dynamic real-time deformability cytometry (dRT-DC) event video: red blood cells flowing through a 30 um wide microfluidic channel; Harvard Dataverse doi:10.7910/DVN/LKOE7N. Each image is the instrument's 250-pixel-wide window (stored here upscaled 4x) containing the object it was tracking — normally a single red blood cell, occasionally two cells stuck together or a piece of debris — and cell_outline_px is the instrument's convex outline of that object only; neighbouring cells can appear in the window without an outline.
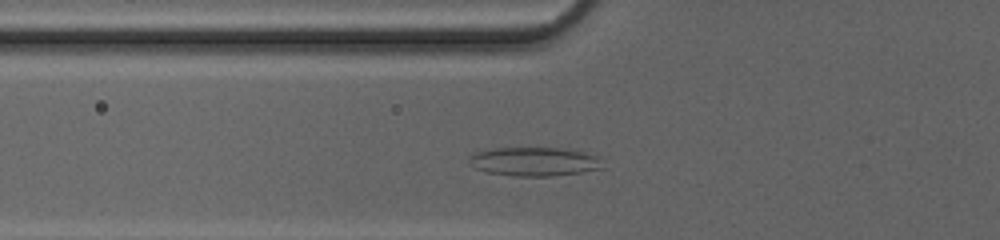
{"species": "common noctule bat (a hibernating species)", "species_latin": "Nyctalus noctula", "temperature_condition": "cold", "stored_images_in_passage": 33, "camera_frame_rate_fps": 3000, "um_per_image_px": 0.085, "animal": {"sex": "female", "body_mass_g": 20.0, "forearm_length_mm": 54.0}, "frame": {"image": 1, "passage_image": 8, "time_ms": 2.333, "image_size_px": [1000, 240], "cell_outline_px": [[604, 168], [584, 172], [552, 176], [512, 176], [488, 172], [476, 168], [468, 164], [468, 156], [472, 152], [492, 148], [560, 148], [580, 152], [596, 156]], "centroid_in_image_um": [45.33, 13.74], "position_along_channel_um": 80.5, "area_um2": 22.48}}
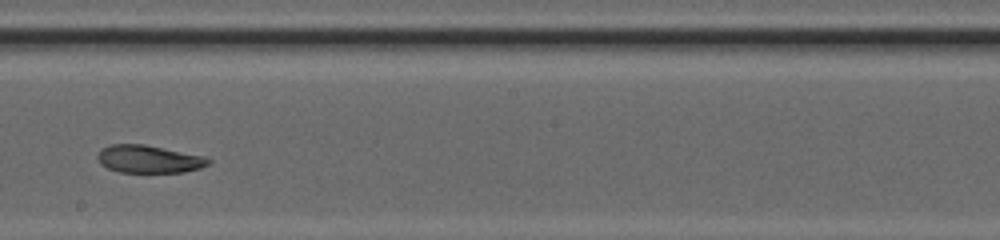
{"frame": {"image": 2, "passage_image": 19, "time_ms": 6.0, "image_size_px": [1000, 240], "cell_outline_px": [[212, 160], [208, 164], [200, 168], [184, 172], [120, 172], [108, 168], [100, 164], [96, 156], [100, 148], [108, 144], [144, 144], [204, 156]], "centroid_in_image_um": [12.61, 13.51], "position_along_channel_um": 235.6, "area_um2": 17.98}}
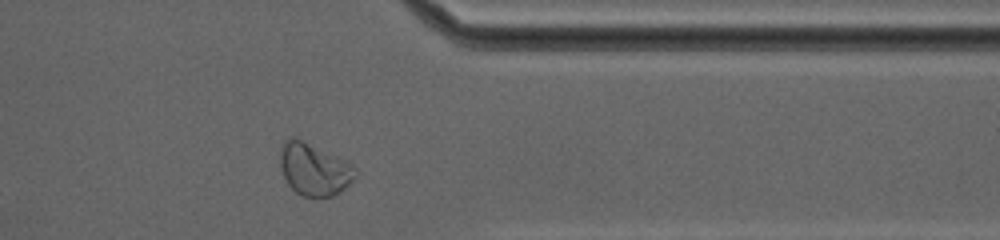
{"frame": {"image": 3, "passage_image": 30, "time_ms": 9.667, "image_size_px": [1000, 240], "cell_outline_px": [[356, 176], [340, 192], [332, 196], [312, 200], [296, 192], [288, 184], [284, 176], [280, 164], [280, 152], [284, 140], [292, 136], [336, 156], [352, 164], [356, 168]], "centroid_in_image_um": [26.69, 14.43], "position_along_channel_um": 384.7, "area_um2": 22.83}, "authors_computed_cell_mechanics": {"area_um2": 19.8254, "velocity_mm_per_s": 4.2218, "shape_relaxation_time_tau1_ms": null, "shape_relaxation_time_tau2_ms": 2.4186, "deformation_change_tau1": null, "deformation_change_tau2": 0.0826}}